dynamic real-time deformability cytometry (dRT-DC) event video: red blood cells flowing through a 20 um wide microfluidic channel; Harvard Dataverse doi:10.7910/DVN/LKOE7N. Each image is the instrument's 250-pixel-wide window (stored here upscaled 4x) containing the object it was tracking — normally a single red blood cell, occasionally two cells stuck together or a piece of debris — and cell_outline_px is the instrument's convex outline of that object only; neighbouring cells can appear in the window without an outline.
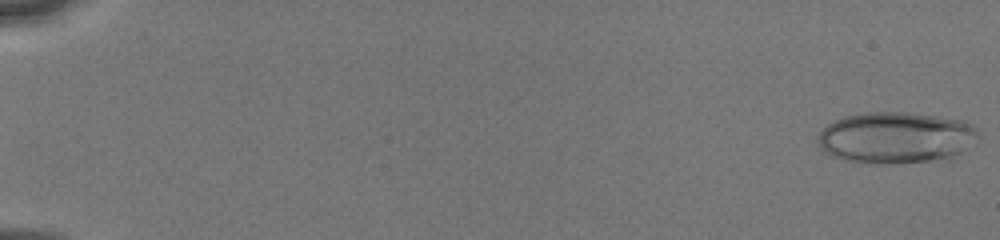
{"species": "human", "species_latin": "Homo sapiens", "temperature_condition": "cold", "stored_images_in_passage": 63, "camera_frame_rate_fps": 3000, "um_per_image_px": 0.085, "donor": {"sex": "male"}, "frame": {"image": 1, "passage_image": 1, "time_ms": 0.0, "image_size_px": [1000, 240], "cell_outline_px": [[976, 136], [960, 152], [952, 156], [928, 160], [892, 164], [880, 164], [848, 160], [832, 156], [824, 152], [820, 148], [820, 132], [828, 124], [844, 116], [868, 112], [908, 112], [960, 120], [972, 124], [976, 128]], "centroid_in_image_um": [76.08, 11.68], "position_along_channel_um": 8.9, "area_um2": 47.05}}
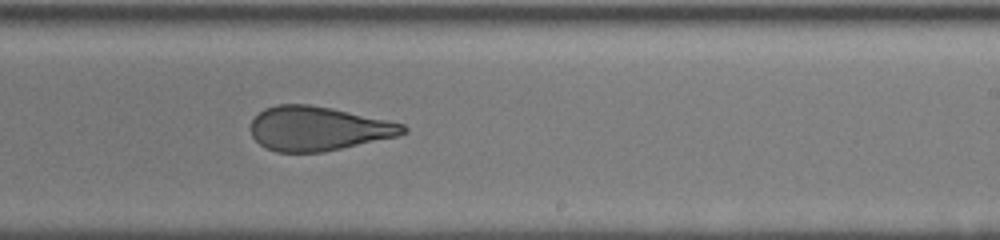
{"frame": {"image": 2, "passage_image": 39, "time_ms": 11.0, "image_size_px": [1000, 240], "cell_outline_px": [[408, 132], [400, 136], [324, 152], [276, 152], [260, 144], [252, 136], [252, 120], [264, 108], [276, 104], [308, 104], [332, 108], [404, 124], [408, 128]], "centroid_in_image_um": [27.07, 10.93], "position_along_channel_um": 261.9, "area_um2": 39.25}}
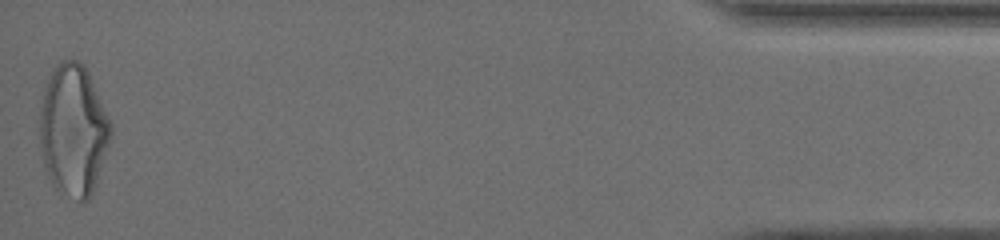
{"frame": {"image": 3, "passage_image": 62, "time_ms": 17.0, "image_size_px": [1000, 240], "cell_outline_px": [[112, 136], [96, 184], [88, 200], [84, 204], [60, 196], [52, 184], [48, 176], [44, 164], [40, 144], [40, 112], [44, 92], [48, 80], [56, 64], [60, 60], [76, 60], [84, 64], [88, 72], [112, 124]], "centroid_in_image_um": [6.24, 11.15], "position_along_channel_um": 429.0, "area_um2": 54.79}, "authors_computed_cell_mechanics": {"area_um2": 43.2344, "velocity_mm_per_s": 4.067, "shape_relaxation_time_tau1_ms": null, "shape_relaxation_time_tau2_ms": 1.565, "deformation_change_tau1": null, "deformation_change_tau2": 0.1106}}